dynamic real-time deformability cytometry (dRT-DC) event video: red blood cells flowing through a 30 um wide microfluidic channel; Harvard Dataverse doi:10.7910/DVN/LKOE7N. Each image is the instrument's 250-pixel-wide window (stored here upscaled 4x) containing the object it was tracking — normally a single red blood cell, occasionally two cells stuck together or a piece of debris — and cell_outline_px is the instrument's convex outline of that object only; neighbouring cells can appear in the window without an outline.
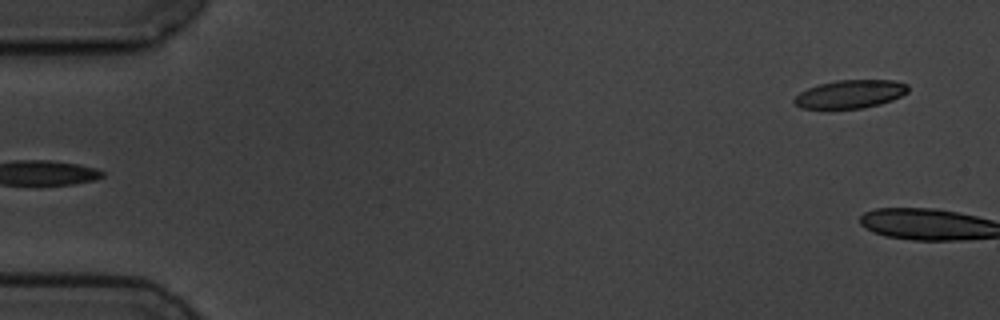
{"species": "common noctule bat (a hibernating species)", "species_latin": "Nyctalus noctula", "temperature_condition": "cold", "stored_images_in_passage": 4, "segment_of_instrument_passage": [2, 2], "camera_frame_rate_fps": 3000, "um_per_image_px": 0.085, "animal": {"sex": "male", "body_mass_g": 19.5, "forearm_length_mm": 54.6}, "frame": {"image": 1, "passage_image": 4, "time_ms": 3.333, "image_size_px": [1000, 320], "cell_outline_px": [[908, 92], [892, 100], [880, 104], [864, 108], [800, 108], [792, 100], [800, 92], [808, 88], [820, 84], [836, 80], [892, 80], [908, 84]], "centroid_in_image_um": [72.28, 7.99], "position_along_channel_um": 12.7, "area_um2": 18.61}}